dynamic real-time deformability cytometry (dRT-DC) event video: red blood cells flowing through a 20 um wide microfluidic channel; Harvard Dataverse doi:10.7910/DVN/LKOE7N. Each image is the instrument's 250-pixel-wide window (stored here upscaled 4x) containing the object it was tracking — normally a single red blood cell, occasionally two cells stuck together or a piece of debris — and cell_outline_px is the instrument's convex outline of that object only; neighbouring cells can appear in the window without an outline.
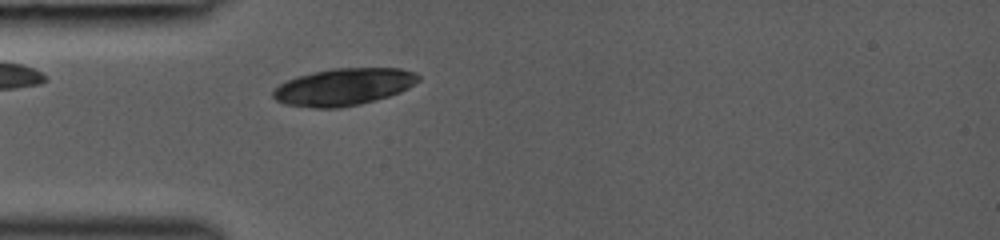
{"species": "common noctule bat (a hibernating species)", "species_latin": "Nyctalus noctula", "temperature_condition": "room temperature", "stored_images_in_passage": 32, "camera_frame_rate_fps": 3000, "um_per_image_px": 0.085, "animal": {"sex": "female", "body_mass_g": 19.0, "forearm_length_mm": 53.3}, "frame": {"image": 1, "passage_image": 3, "time_ms": 0.667, "image_size_px": [1000, 240], "cell_outline_px": [[420, 80], [408, 88], [400, 92], [376, 100], [360, 104], [340, 108], [312, 108], [284, 104], [276, 100], [272, 96], [272, 92], [280, 84], [296, 76], [312, 72], [332, 68], [400, 68], [416, 72], [420, 76]], "centroid_in_image_um": [29.21, 7.38], "position_along_channel_um": 55.8, "area_um2": 31.62}}
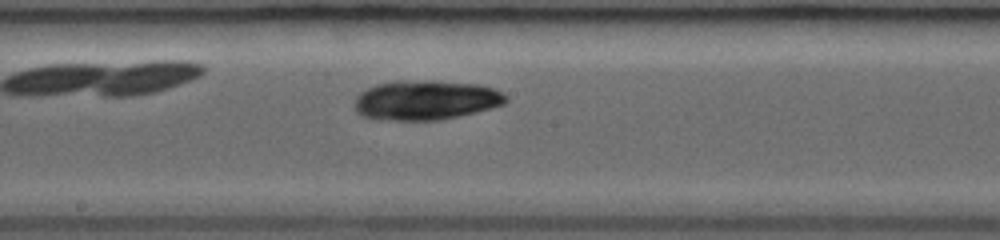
{"frame": {"image": 2, "passage_image": 14, "time_ms": 4.333, "image_size_px": [1000, 240], "cell_outline_px": [[508, 100], [504, 104], [476, 112], [440, 120], [380, 120], [360, 116], [356, 112], [356, 96], [360, 92], [376, 84], [400, 80], [480, 84], [492, 88], [508, 96]], "centroid_in_image_um": [36.17, 8.52], "position_along_channel_um": 212.0, "area_um2": 34.74}}
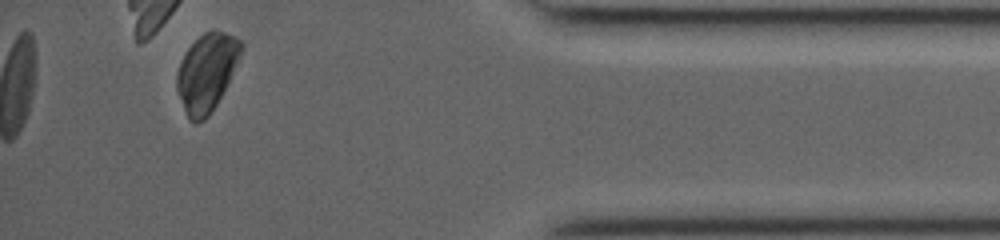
{"frame": {"image": 3, "passage_image": 30, "time_ms": 9.667, "image_size_px": [1000, 240], "cell_outline_px": [[244, 48], [240, 60], [216, 104], [208, 116], [204, 120], [196, 124], [192, 124], [188, 120], [176, 88], [176, 72], [180, 60], [184, 52], [204, 32], [212, 28], [224, 32], [240, 40], [244, 44]], "centroid_in_image_um": [17.56, 6.14], "position_along_channel_um": 417.6, "area_um2": 29.42}}